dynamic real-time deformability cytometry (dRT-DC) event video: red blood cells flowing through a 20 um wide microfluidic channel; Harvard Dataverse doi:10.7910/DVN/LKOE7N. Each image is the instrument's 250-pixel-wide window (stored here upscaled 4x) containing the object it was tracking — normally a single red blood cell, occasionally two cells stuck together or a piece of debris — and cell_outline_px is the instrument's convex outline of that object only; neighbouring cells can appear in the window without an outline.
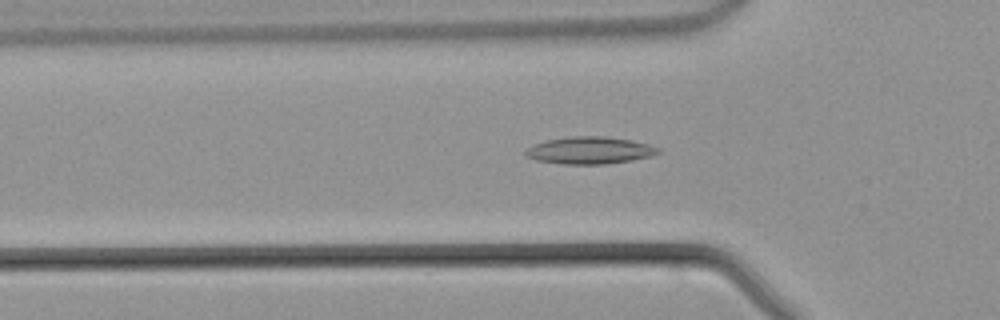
{"species": "common noctule bat (a hibernating species)", "species_latin": "Nyctalus noctula", "temperature_condition": "warm", "stored_images_in_passage": 32, "camera_frame_rate_fps": 3000, "um_per_image_px": 0.085, "animal": {"sex": "male", "body_mass_g": 21.5, "forearm_length_mm": 52.0}, "frame": {"image": 1, "passage_image": 2, "time_ms": 0.333, "image_size_px": [1000, 320], "cell_outline_px": [[660, 152], [652, 156], [632, 160], [604, 164], [564, 164], [536, 160], [524, 156], [524, 152], [528, 148], [536, 144], [548, 140], [572, 136], [600, 136], [628, 140], [648, 144], [660, 148]], "centroid_in_image_um": [50.12, 12.79], "position_along_channel_um": 75.7, "area_um2": 20.75}}
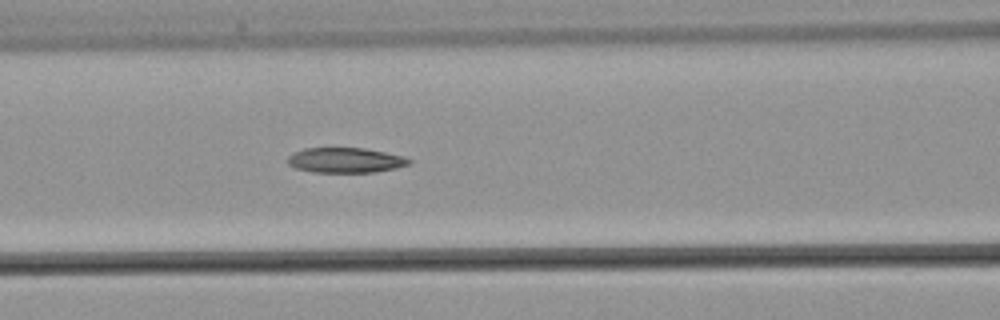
{"frame": {"image": 2, "passage_image": 6, "time_ms": 1.667, "image_size_px": [1000, 320], "cell_outline_px": [[412, 160], [408, 164], [396, 168], [372, 172], [312, 172], [296, 168], [288, 164], [284, 160], [292, 152], [304, 148], [364, 148], [404, 156]], "centroid_in_image_um": [29.3, 13.61], "position_along_channel_um": 137.3, "area_um2": 17.8}}
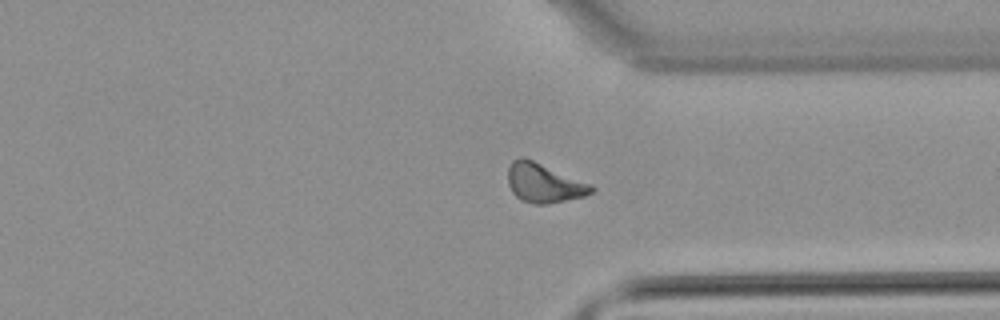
{"frame": {"image": 3, "passage_image": 21, "time_ms": 6.667, "image_size_px": [1000, 320], "cell_outline_px": [[596, 188], [592, 192], [584, 196], [548, 204], [532, 204], [520, 200], [512, 192], [508, 184], [508, 168], [512, 160], [532, 160], [592, 184]], "centroid_in_image_um": [46.25, 15.6], "position_along_channel_um": 365.2, "area_um2": 18.79}}